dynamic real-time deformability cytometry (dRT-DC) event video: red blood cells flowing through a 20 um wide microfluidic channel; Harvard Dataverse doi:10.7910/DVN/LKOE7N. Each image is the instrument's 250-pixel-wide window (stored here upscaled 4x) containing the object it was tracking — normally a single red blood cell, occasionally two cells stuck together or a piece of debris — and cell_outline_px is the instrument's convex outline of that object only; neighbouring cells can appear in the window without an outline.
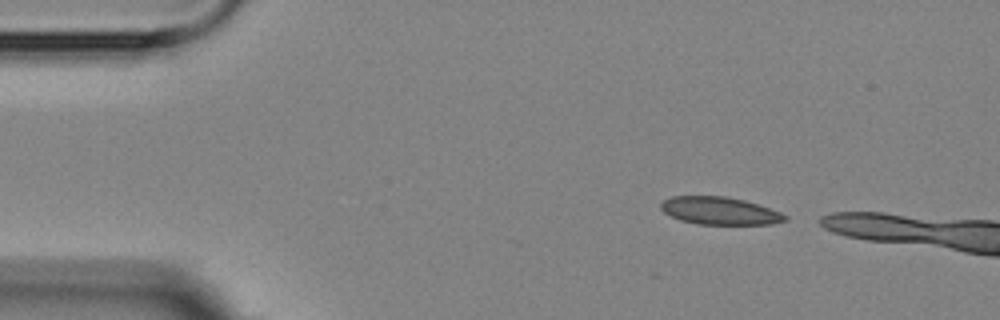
{"species": "Egyptian fruit bat (a non-hibernating species)", "species_latin": "Rousettus aegyptiacus", "temperature_condition": "room temperature", "stored_images_in_passage": 3, "camera_frame_rate_fps": 3000, "um_per_image_px": 0.085, "animal": {"sex": "female"}, "frame": {"image": 1, "passage_image": 1, "time_ms": 0.0, "image_size_px": [1000, 320], "cell_outline_px": [[788, 220], [772, 224], [700, 224], [680, 220], [664, 212], [660, 208], [660, 204], [664, 200], [672, 196], [724, 196], [744, 200], [780, 212], [788, 216]], "centroid_in_image_um": [61.17, 17.92], "position_along_channel_um": 23.8, "area_um2": 19.83}}